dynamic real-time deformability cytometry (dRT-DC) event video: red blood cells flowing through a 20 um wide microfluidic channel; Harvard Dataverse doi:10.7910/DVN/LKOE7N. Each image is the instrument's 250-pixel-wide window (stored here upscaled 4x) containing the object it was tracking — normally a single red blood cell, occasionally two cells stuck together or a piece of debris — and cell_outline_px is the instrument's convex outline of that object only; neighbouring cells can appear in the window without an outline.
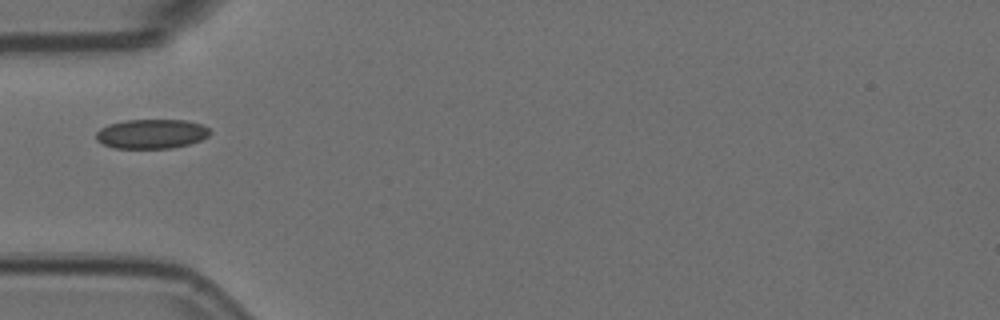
{"species": "Egyptian fruit bat (a non-hibernating species)", "species_latin": "Rousettus aegyptiacus", "temperature_condition": "room temperature", "stored_images_in_passage": 19, "camera_frame_rate_fps": 3000, "um_per_image_px": 0.085, "animal": {"sex": "female"}, "frame": {"image": 1, "passage_image": 1, "time_ms": 0.0, "image_size_px": [1000, 320], "cell_outline_px": [[212, 132], [208, 136], [200, 140], [188, 144], [172, 148], [112, 148], [96, 140], [96, 132], [100, 128], [108, 124], [128, 120], [188, 120], [200, 124], [208, 128]], "centroid_in_image_um": [12.87, 11.38], "position_along_channel_um": 72.1, "area_um2": 19.54}}